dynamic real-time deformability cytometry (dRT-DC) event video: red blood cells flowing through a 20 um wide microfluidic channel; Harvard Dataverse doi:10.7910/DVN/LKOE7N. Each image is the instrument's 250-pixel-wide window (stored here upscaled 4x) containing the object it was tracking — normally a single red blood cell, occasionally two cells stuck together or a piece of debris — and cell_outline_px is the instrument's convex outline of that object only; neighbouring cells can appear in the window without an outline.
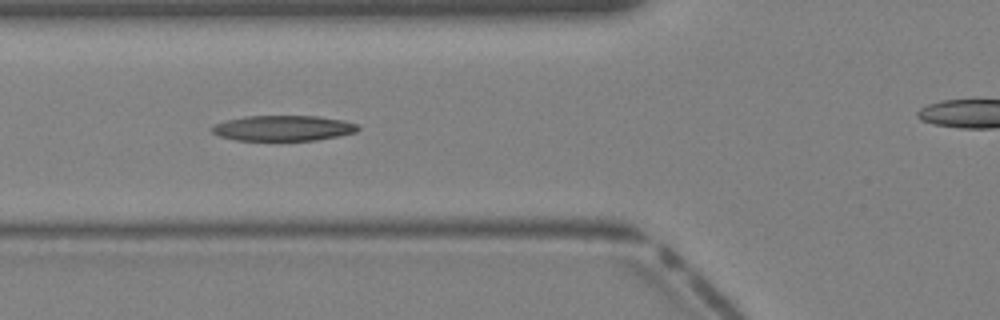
{"species": "Egyptian fruit bat (a non-hibernating species)", "species_latin": "Rousettus aegyptiacus", "temperature_condition": "warm", "stored_images_in_passage": 24, "camera_frame_rate_fps": 3000, "um_per_image_px": 0.085, "animal": {"sex": "female"}, "frame": {"image": 1, "passage_image": 4, "time_ms": 1.0, "image_size_px": [1000, 320], "cell_outline_px": [[360, 128], [356, 132], [316, 140], [236, 140], [220, 136], [212, 132], [212, 128], [216, 124], [228, 120], [244, 116], [320, 116], [344, 120], [356, 124]], "centroid_in_image_um": [24.1, 10.88], "position_along_channel_um": 101.7, "area_um2": 21.44}}
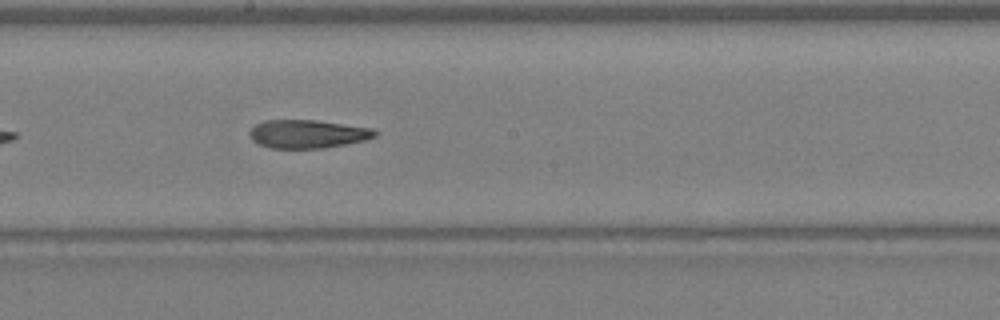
{"frame": {"image": 2, "passage_image": 11, "time_ms": 3.333, "image_size_px": [1000, 320], "cell_outline_px": [[376, 136], [364, 140], [324, 148], [272, 148], [260, 144], [252, 140], [248, 132], [256, 124], [264, 120], [316, 120], [372, 128], [376, 132]], "centroid_in_image_um": [26.12, 11.38], "position_along_channel_um": 222.1, "area_um2": 20.52}}
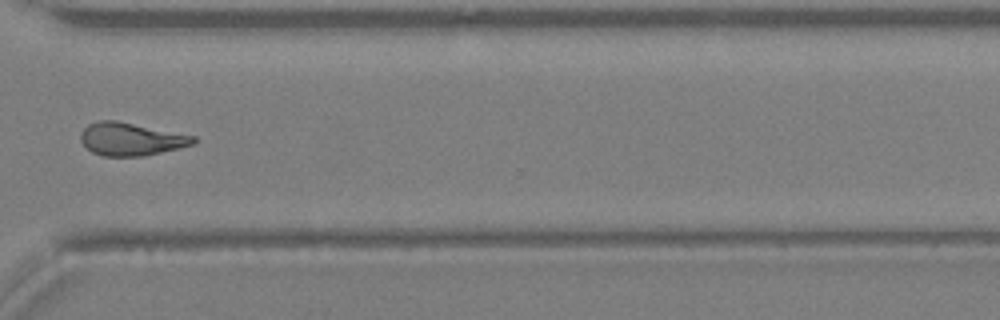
{"frame": {"image": 3, "passage_image": 19, "time_ms": 6.0, "image_size_px": [1000, 320], "cell_outline_px": [[196, 140], [192, 144], [180, 148], [144, 156], [104, 156], [92, 152], [80, 140], [80, 132], [88, 124], [100, 120], [116, 120], [196, 136]], "centroid_in_image_um": [11.12, 11.82], "position_along_channel_um": 359.5, "area_um2": 21.56}}